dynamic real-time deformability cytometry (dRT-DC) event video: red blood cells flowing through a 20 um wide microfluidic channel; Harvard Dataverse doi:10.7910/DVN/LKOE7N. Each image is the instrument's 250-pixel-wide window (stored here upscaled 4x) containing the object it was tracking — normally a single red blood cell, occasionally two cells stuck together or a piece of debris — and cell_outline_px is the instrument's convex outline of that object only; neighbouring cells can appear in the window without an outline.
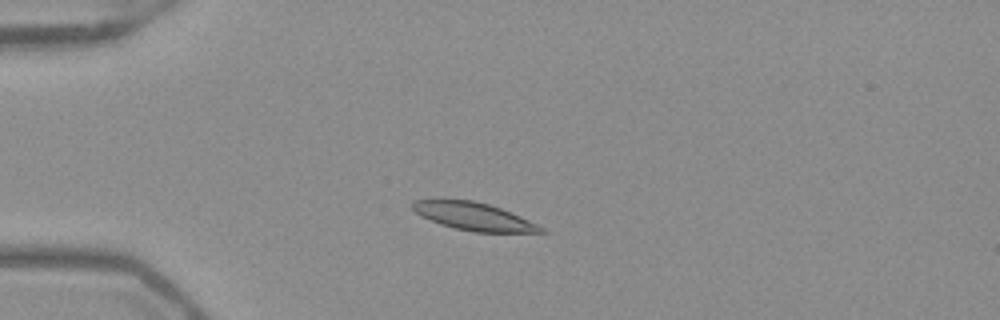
{"species": "Egyptian fruit bat (a non-hibernating species)", "species_latin": "Rousettus aegyptiacus", "temperature_condition": "warm", "stored_images_in_passage": 50, "camera_frame_rate_fps": 3000, "um_per_image_px": 0.085, "frame": {"image": 1, "passage_image": 11, "time_ms": 3.333, "image_size_px": [1000, 320], "cell_outline_px": [[548, 232], [472, 232], [440, 224], [420, 216], [412, 208], [412, 200], [472, 200], [488, 204], [500, 208], [520, 216], [544, 228]], "centroid_in_image_um": [40.25, 18.4], "position_along_channel_um": 44.7, "area_um2": 20.46}}
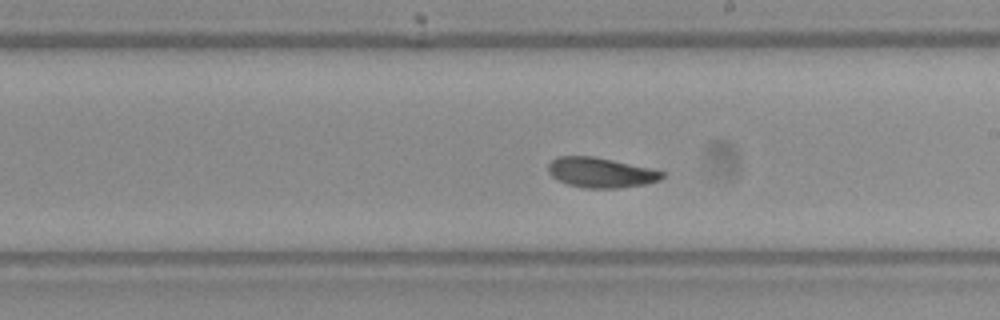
{"frame": {"image": 2, "passage_image": 28, "time_ms": 9.0, "image_size_px": [1000, 320], "cell_outline_px": [[664, 176], [660, 180], [644, 184], [616, 188], [584, 188], [568, 184], [556, 180], [548, 172], [548, 164], [556, 156], [596, 156], [648, 168], [664, 172]], "centroid_in_image_um": [51.01, 14.66], "position_along_channel_um": 238.0, "area_um2": 19.88}}
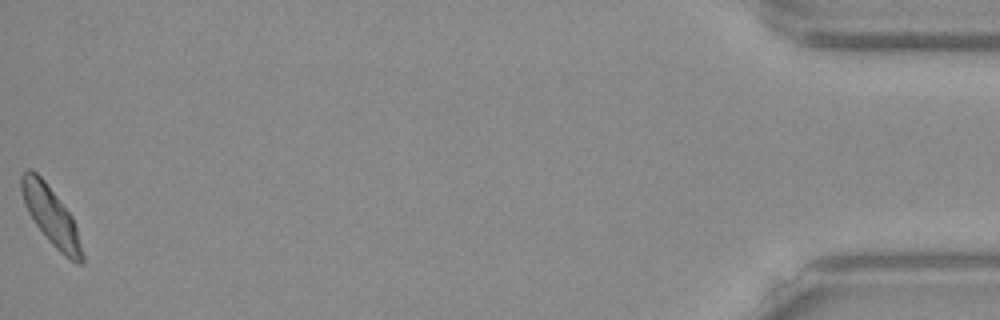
{"frame": {"image": 3, "passage_image": 50, "time_ms": 16.333, "image_size_px": [1000, 320], "cell_outline_px": [[84, 260], [80, 264], [76, 264], [64, 256], [48, 240], [36, 224], [28, 212], [20, 188], [20, 176], [28, 168], [36, 172], [44, 180], [72, 216], [76, 228], [84, 256]], "centroid_in_image_um": [4.34, 18.36], "position_along_channel_um": 430.9, "area_um2": 20.29}, "authors_computed_cell_mechanics": {"area_um2": 20.4901, "velocity_mm_per_s": 3.8886, "shape_relaxation_time_tau1_ms": 3.868, "shape_relaxation_time_tau2_ms": 1.664, "deformation_change_tau1": 0.1062, "deformation_change_tau2": 0.063}}